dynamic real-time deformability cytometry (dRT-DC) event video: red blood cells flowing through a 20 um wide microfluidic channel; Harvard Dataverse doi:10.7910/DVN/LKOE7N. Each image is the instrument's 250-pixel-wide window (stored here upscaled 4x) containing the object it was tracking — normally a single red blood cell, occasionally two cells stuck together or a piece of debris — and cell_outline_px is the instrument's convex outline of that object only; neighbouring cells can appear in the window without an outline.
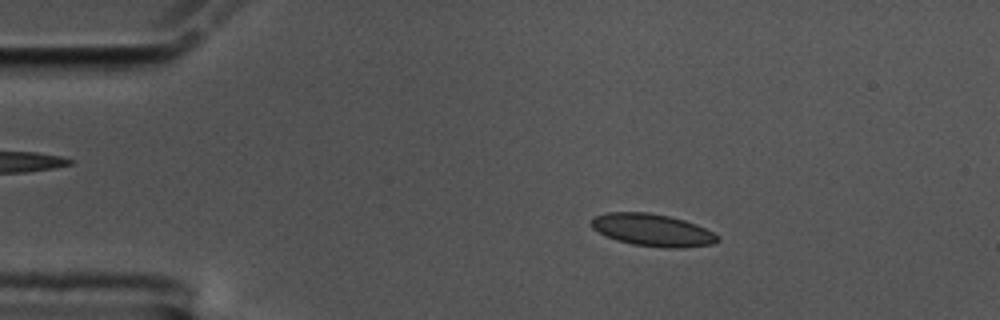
{"species": "common noctule bat (a hibernating species)", "species_latin": "Nyctalus noctula", "temperature_condition": "cold", "stored_images_in_passage": 57, "camera_frame_rate_fps": 3000, "um_per_image_px": 0.085, "animal": {"sex": "male", "body_mass_g": 17.5, "forearm_length_mm": 52.3}, "frame": {"image": 1, "passage_image": 10, "time_ms": 3.0, "image_size_px": [1000, 320], "cell_outline_px": [[720, 240], [712, 244], [680, 248], [664, 248], [632, 244], [616, 240], [592, 228], [592, 216], [608, 212], [648, 212], [668, 216], [684, 220], [696, 224], [720, 236]], "centroid_in_image_um": [55.47, 19.55], "position_along_channel_um": 29.5, "area_um2": 23.7}}
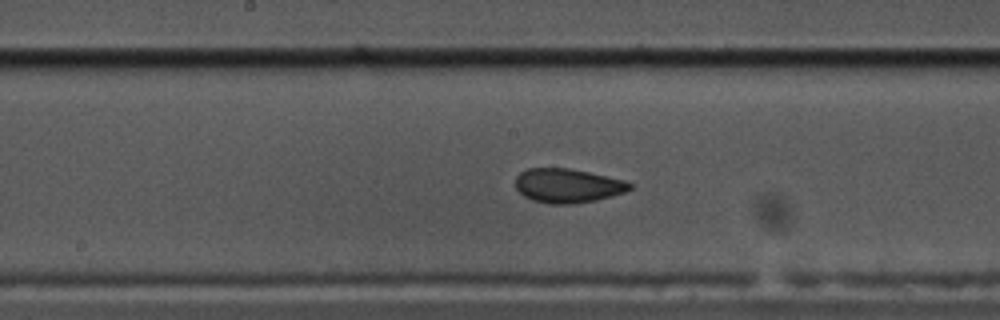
{"frame": {"image": 2, "passage_image": 29, "time_ms": 9.333, "image_size_px": [1000, 320], "cell_outline_px": [[632, 188], [624, 192], [612, 196], [596, 200], [572, 204], [548, 204], [532, 200], [524, 196], [516, 188], [516, 176], [520, 172], [528, 168], [568, 168], [588, 172], [624, 180], [632, 184]], "centroid_in_image_um": [48.23, 15.78], "position_along_channel_um": 200.0, "area_um2": 22.72}}
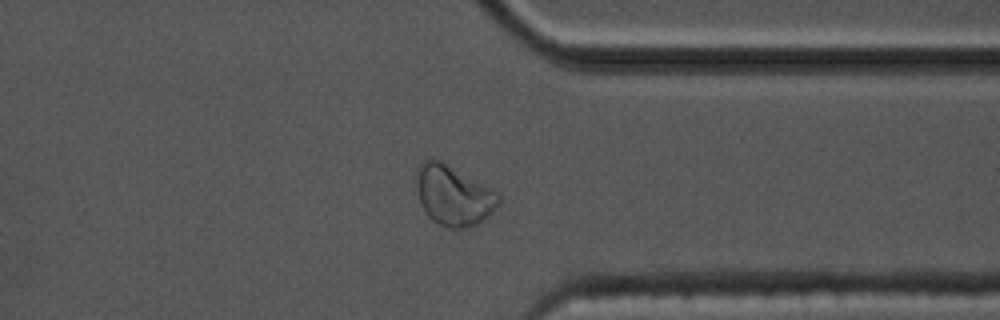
{"frame": {"image": 3, "passage_image": 44, "time_ms": 14.333, "image_size_px": [1000, 320], "cell_outline_px": [[500, 200], [496, 208], [488, 216], [476, 224], [468, 228], [448, 228], [432, 220], [428, 216], [420, 204], [416, 184], [416, 168], [428, 156], [432, 156], [440, 160], [500, 192]], "centroid_in_image_um": [38.53, 16.58], "position_along_channel_um": 372.9, "area_um2": 29.19}, "authors_computed_cell_mechanics": {"area_um2": 23.1778, "velocity_mm_per_s": 3.5086, "shape_relaxation_time_tau1_ms": 3.2463, "shape_relaxation_time_tau2_ms": 0.9253, "deformation_change_tau1": 0.1044, "deformation_change_tau2": 0.0659}}